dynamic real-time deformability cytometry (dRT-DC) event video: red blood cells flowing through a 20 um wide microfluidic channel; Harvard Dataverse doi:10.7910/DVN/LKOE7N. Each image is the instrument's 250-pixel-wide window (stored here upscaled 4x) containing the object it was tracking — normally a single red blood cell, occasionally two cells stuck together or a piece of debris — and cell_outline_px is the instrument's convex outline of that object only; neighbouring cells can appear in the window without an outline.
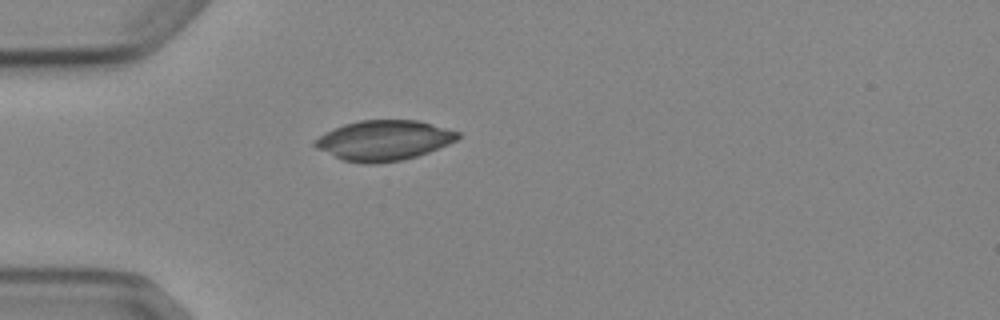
{"species": "Egyptian fruit bat (a non-hibernating species)", "species_latin": "Rousettus aegyptiacus", "temperature_condition": "cold", "stored_images_in_passage": 1, "camera_frame_rate_fps": 3000, "um_per_image_px": 0.085, "animal": {"sex": "female"}, "frame": {"image": 1, "passage_image": 1, "time_ms": 0.0, "image_size_px": [1000, 320], "cell_outline_px": [[460, 136], [456, 140], [448, 144], [428, 152], [416, 156], [400, 160], [376, 164], [364, 164], [344, 160], [316, 148], [312, 144], [312, 140], [324, 132], [344, 124], [360, 120], [416, 120], [432, 124], [460, 132]], "centroid_in_image_um": [32.59, 11.93], "position_along_channel_um": 52.4, "area_um2": 33.35}}